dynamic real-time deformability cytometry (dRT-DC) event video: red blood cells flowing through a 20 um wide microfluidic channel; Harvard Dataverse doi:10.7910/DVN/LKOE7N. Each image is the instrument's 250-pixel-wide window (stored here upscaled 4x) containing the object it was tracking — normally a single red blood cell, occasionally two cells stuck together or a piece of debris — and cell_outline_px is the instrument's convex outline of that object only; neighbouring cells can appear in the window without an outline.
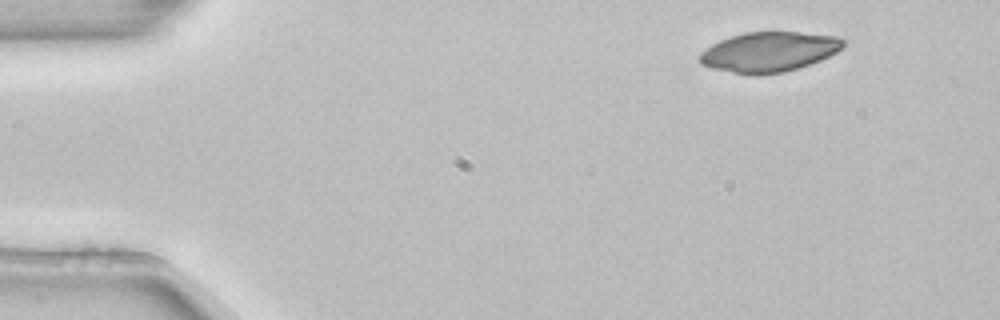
{"species": "common noctule bat (a hibernating species)", "species_latin": "Nyctalus noctula", "temperature_condition": "room temperature", "stored_images_in_passage": 3, "camera_frame_rate_fps": 3000, "um_per_image_px": 0.085, "animal": {"sex": "female", "body_mass_g": 22.7, "forearm_length_mm": 54.2}, "frame": {"image": 1, "passage_image": 1, "time_ms": 0.0, "image_size_px": [1000, 320], "cell_outline_px": [[844, 48], [820, 60], [784, 72], [756, 76], [752, 76], [712, 68], [700, 64], [700, 52], [712, 44], [720, 40], [744, 32], [800, 32], [840, 36], [844, 40]], "centroid_in_image_um": [65.37, 4.41], "position_along_channel_um": 19.6, "area_um2": 33.52}}